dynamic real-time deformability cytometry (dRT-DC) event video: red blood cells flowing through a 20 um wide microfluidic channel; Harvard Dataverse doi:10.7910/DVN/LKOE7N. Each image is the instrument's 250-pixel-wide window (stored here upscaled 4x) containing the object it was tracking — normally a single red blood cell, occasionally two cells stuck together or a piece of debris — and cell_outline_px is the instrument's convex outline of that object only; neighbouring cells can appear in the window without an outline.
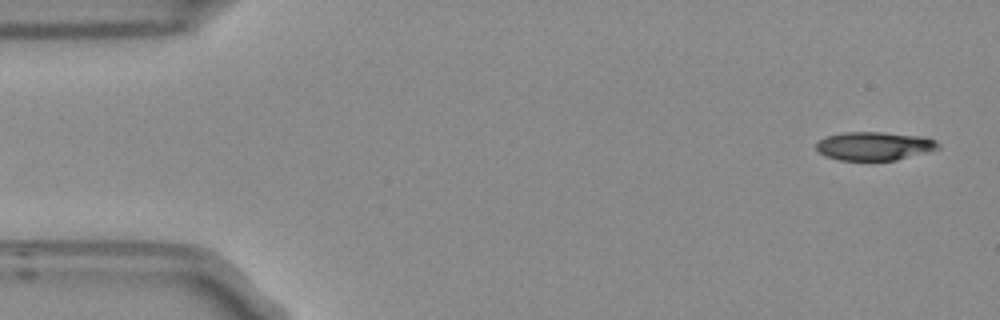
{"species": "Egyptian fruit bat (a non-hibernating species)", "species_latin": "Rousettus aegyptiacus", "temperature_condition": "room temperature", "stored_images_in_passage": 6, "camera_frame_rate_fps": 3000, "um_per_image_px": 0.085, "frame": {"image": 1, "passage_image": 6, "time_ms": 1.667, "image_size_px": [1000, 320], "cell_outline_px": [[940, 148], [928, 152], [896, 160], [840, 160], [828, 156], [820, 152], [816, 148], [816, 144], [820, 140], [828, 136], [844, 132], [880, 132], [924, 136], [936, 140], [940, 144]], "centroid_in_image_um": [74.38, 12.4], "position_along_channel_um": 10.6, "area_um2": 20.17}}